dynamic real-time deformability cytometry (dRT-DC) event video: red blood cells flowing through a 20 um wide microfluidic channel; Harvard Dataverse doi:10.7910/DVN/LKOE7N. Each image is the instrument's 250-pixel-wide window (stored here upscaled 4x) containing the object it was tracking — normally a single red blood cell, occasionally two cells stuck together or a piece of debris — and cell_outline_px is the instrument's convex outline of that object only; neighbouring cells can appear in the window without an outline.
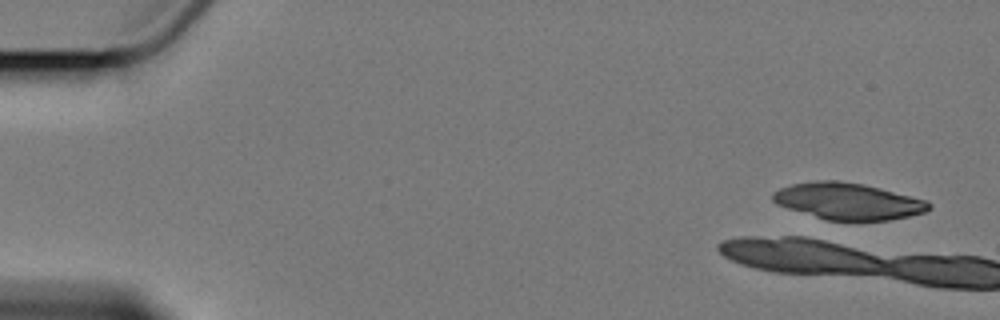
{"species": "Egyptian fruit bat (a non-hibernating species)", "species_latin": "Rousettus aegyptiacus", "temperature_condition": "cold", "stored_images_in_passage": 8, "camera_frame_rate_fps": 3000, "um_per_image_px": 0.085, "animal": {"sex": "female"}, "frame": {"image": 1, "passage_image": 1, "time_ms": 0.0, "image_size_px": [1000, 320], "cell_outline_px": [[932, 208], [924, 212], [908, 216], [888, 220], [828, 220], [788, 208], [776, 204], [772, 200], [772, 192], [780, 188], [792, 184], [816, 180], [836, 180], [864, 184], [928, 200], [932, 204]], "centroid_in_image_um": [72.09, 17.09], "position_along_channel_um": 12.9, "area_um2": 33.18}}